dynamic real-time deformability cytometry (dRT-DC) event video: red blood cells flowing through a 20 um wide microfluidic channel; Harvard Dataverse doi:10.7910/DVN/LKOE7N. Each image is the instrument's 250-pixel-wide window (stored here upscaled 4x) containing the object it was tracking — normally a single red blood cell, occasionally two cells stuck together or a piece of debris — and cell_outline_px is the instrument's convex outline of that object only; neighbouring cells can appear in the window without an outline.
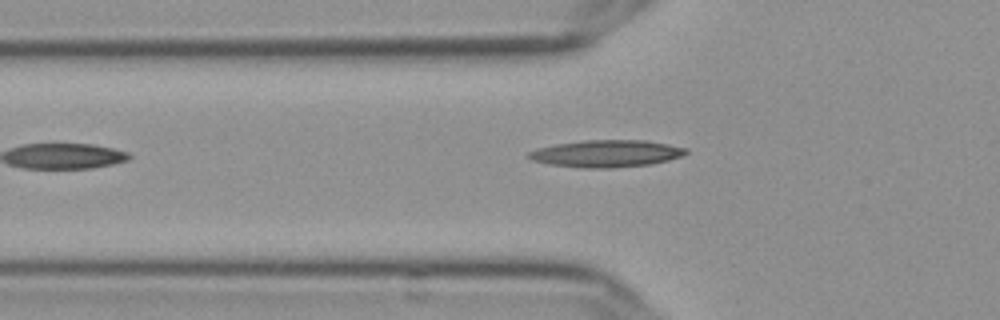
{"species": "Egyptian fruit bat (a non-hibernating species)", "species_latin": "Rousettus aegyptiacus", "temperature_condition": "cold", "stored_images_in_passage": 24, "camera_frame_rate_fps": 3000, "um_per_image_px": 0.085, "frame": {"image": 1, "passage_image": 2, "time_ms": 0.333, "image_size_px": [1000, 320], "cell_outline_px": [[688, 152], [680, 156], [668, 160], [648, 164], [612, 168], [588, 168], [548, 164], [532, 160], [528, 156], [528, 152], [536, 148], [556, 144], [584, 140], [648, 140], [688, 148]], "centroid_in_image_um": [51.54, 13.04], "position_along_channel_um": 74.3, "area_um2": 24.74}}
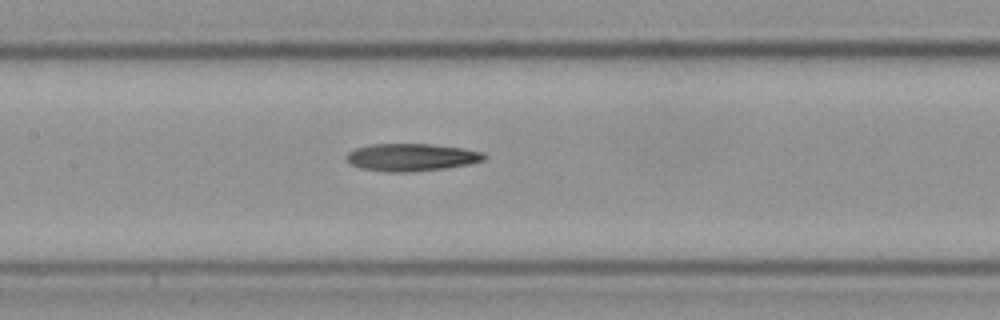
{"frame": {"image": 2, "passage_image": 10, "time_ms": 3.0, "image_size_px": [1000, 320], "cell_outline_px": [[484, 160], [468, 164], [444, 168], [404, 172], [388, 172], [360, 168], [352, 164], [348, 160], [348, 152], [356, 148], [372, 144], [432, 144], [464, 148], [484, 152]], "centroid_in_image_um": [34.99, 13.36], "position_along_channel_um": 172.4, "area_um2": 21.79}}
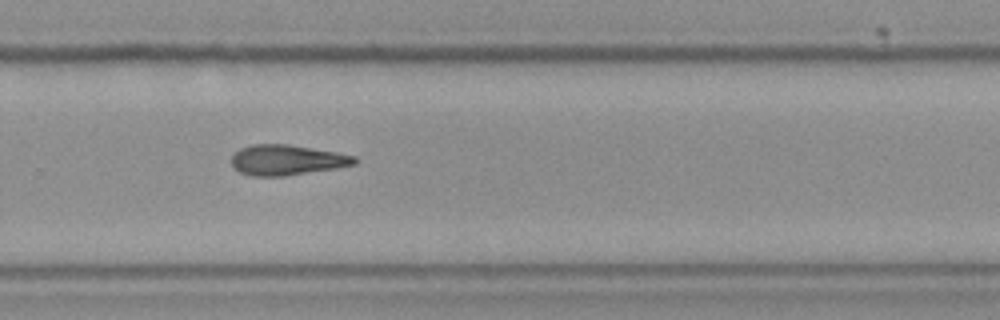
{"frame": {"image": 3, "passage_image": 21, "time_ms": 6.667, "image_size_px": [1000, 320], "cell_outline_px": [[356, 164], [336, 168], [284, 176], [252, 176], [240, 172], [232, 168], [232, 156], [240, 148], [252, 144], [288, 144], [336, 152], [356, 156]], "centroid_in_image_um": [24.36, 13.6], "position_along_channel_um": 305.4, "area_um2": 21.73}}